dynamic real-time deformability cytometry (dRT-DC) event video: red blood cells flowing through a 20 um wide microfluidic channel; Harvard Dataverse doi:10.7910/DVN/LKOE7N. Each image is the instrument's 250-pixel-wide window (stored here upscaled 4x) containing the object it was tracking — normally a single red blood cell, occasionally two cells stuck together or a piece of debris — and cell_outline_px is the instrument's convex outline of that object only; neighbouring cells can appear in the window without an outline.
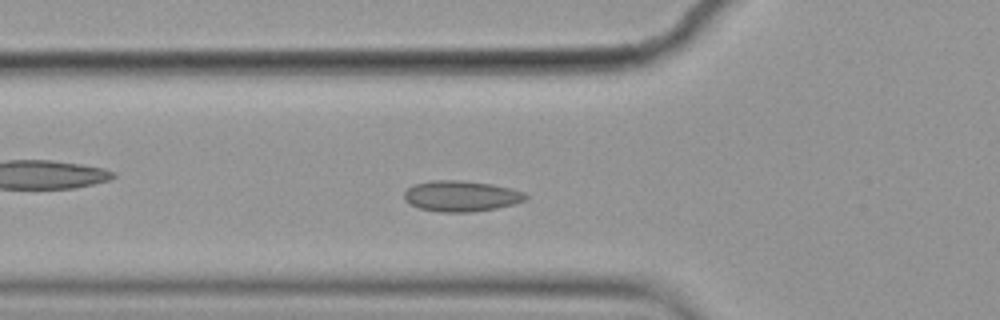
{"species": "common noctule bat (a hibernating species)", "species_latin": "Nyctalus noctula", "temperature_condition": "cold", "stored_images_in_passage": 39, "camera_frame_rate_fps": 3000, "um_per_image_px": 0.085, "animal": {"sex": "female", "body_mass_g": 19.9}, "frame": {"image": 1, "passage_image": 2, "time_ms": 0.333, "image_size_px": [1000, 320], "cell_outline_px": [[528, 196], [524, 200], [516, 204], [496, 208], [472, 212], [440, 212], [420, 208], [404, 200], [404, 192], [408, 188], [416, 184], [432, 180], [460, 180], [492, 184], [512, 188], [524, 192]], "centroid_in_image_um": [39.22, 16.66], "position_along_channel_um": 86.6, "area_um2": 21.79}}
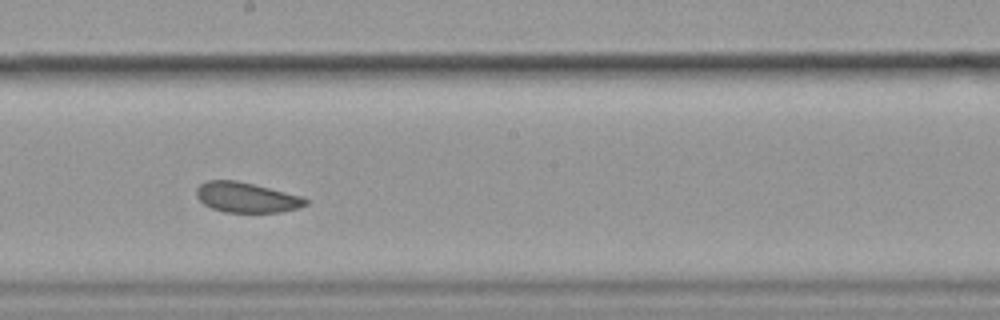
{"frame": {"image": 2, "passage_image": 14, "time_ms": 4.333, "image_size_px": [1000, 320], "cell_outline_px": [[308, 204], [300, 208], [280, 212], [224, 212], [212, 208], [204, 204], [196, 196], [196, 188], [200, 184], [208, 180], [236, 180], [300, 196], [308, 200]], "centroid_in_image_um": [20.93, 16.79], "position_along_channel_um": 227.3, "area_um2": 19.02}}
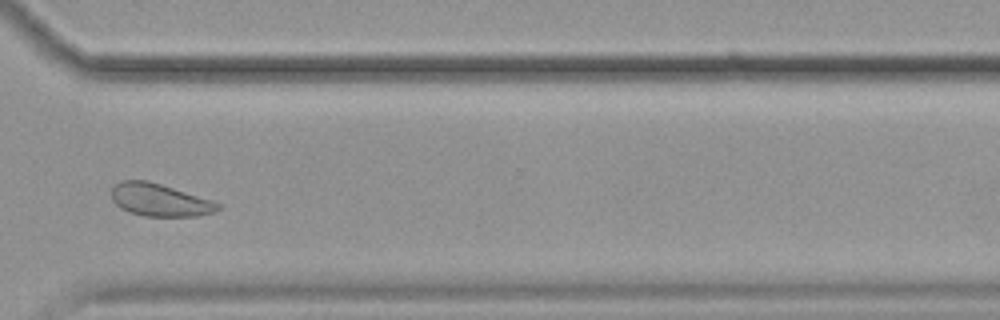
{"frame": {"image": 3, "passage_image": 25, "time_ms": 8.0, "image_size_px": [1000, 320], "cell_outline_px": [[224, 204], [216, 212], [196, 216], [144, 216], [128, 212], [120, 208], [112, 200], [112, 188], [120, 180], [144, 180], [160, 184], [212, 200]], "centroid_in_image_um": [13.59, 17.01], "position_along_channel_um": 357.0, "area_um2": 20.23}}